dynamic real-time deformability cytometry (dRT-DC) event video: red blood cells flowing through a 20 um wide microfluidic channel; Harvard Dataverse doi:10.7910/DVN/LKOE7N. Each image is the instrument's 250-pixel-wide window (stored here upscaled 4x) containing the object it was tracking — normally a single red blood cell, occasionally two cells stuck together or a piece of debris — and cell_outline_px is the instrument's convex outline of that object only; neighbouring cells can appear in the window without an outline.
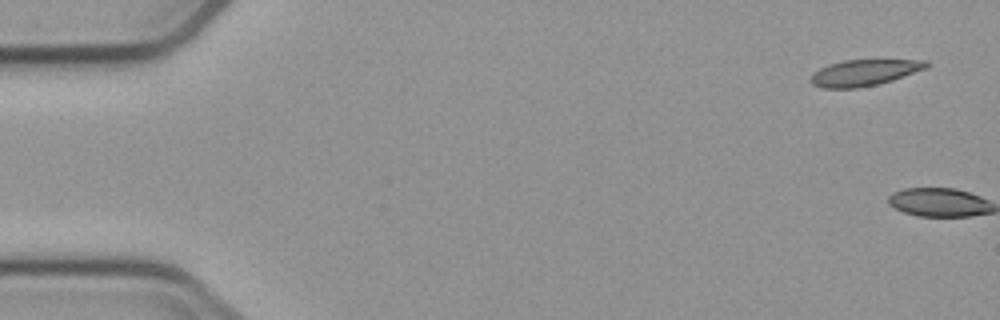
{"species": "common noctule bat (a hibernating species)", "species_latin": "Nyctalus noctula", "temperature_condition": "cold", "stored_images_in_passage": 2, "camera_frame_rate_fps": 3000, "um_per_image_px": 0.085, "animal": {"sex": "male", "body_mass_g": 23.1, "forearm_length_mm": 52.7}, "frame": {"image": 1, "passage_image": 1, "time_ms": 0.0, "image_size_px": [1000, 320], "cell_outline_px": [[928, 68], [892, 80], [860, 88], [820, 88], [812, 84], [808, 80], [812, 72], [828, 64], [844, 60], [928, 60]], "centroid_in_image_um": [73.41, 6.18], "position_along_channel_um": 11.6, "area_um2": 17.8}}